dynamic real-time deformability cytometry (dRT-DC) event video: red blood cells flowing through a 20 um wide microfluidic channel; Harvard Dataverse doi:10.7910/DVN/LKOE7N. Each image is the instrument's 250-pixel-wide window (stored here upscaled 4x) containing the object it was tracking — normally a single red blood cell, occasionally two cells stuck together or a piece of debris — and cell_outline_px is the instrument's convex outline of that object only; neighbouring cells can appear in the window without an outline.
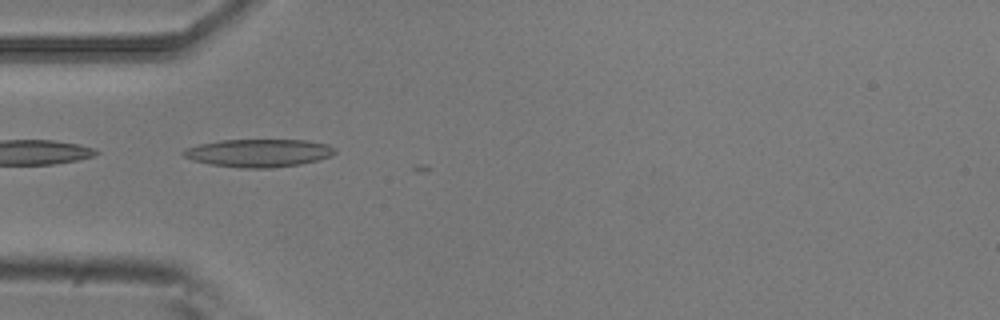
{"species": "common noctule bat (a hibernating species)", "species_latin": "Nyctalus noctula", "temperature_condition": "room temperature", "stored_images_in_passage": 4, "camera_frame_rate_fps": 3000, "um_per_image_px": 0.085, "animal": {"sex": "male", "body_mass_g": 20.5, "forearm_length_mm": 52.5}, "frame": {"image": 1, "passage_image": 1, "time_ms": 0.0, "image_size_px": [1000, 320], "cell_outline_px": [[336, 152], [332, 156], [300, 164], [272, 168], [240, 168], [212, 164], [192, 160], [184, 156], [180, 152], [184, 148], [200, 144], [220, 140], [308, 140], [328, 144], [336, 148]], "centroid_in_image_um": [21.99, 13.0], "position_along_channel_um": 63.0, "area_um2": 24.74}}
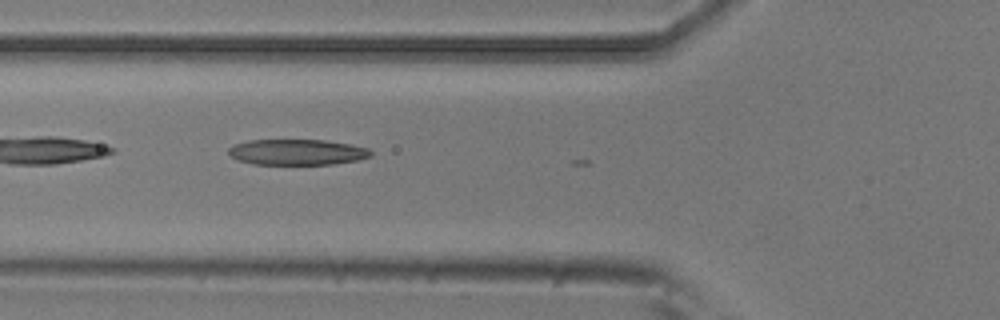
{"frame": {"image": 2, "passage_image": 2, "time_ms": 0.333, "image_size_px": [1000, 320], "cell_outline_px": [[372, 156], [356, 160], [332, 164], [252, 164], [240, 160], [232, 156], [228, 152], [228, 148], [236, 144], [248, 140], [324, 140], [352, 144], [368, 148], [372, 152]], "centroid_in_image_um": [25.28, 12.92], "position_along_channel_um": 100.5, "area_um2": 21.21}}
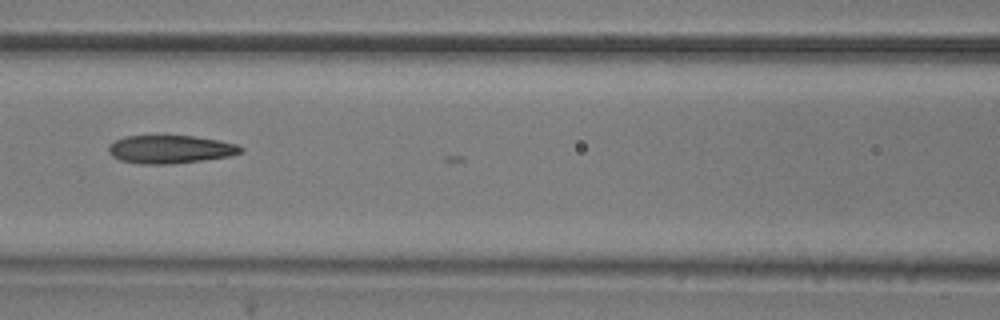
{"frame": {"image": 3, "passage_image": 3, "time_ms": 0.667, "image_size_px": [1000, 320], "cell_outline_px": [[244, 152], [232, 156], [168, 164], [140, 164], [120, 160], [112, 156], [108, 152], [108, 148], [116, 140], [124, 136], [192, 136], [220, 140], [236, 144], [244, 148]], "centroid_in_image_um": [14.51, 12.69], "position_along_channel_um": 152.1, "area_um2": 21.62}}